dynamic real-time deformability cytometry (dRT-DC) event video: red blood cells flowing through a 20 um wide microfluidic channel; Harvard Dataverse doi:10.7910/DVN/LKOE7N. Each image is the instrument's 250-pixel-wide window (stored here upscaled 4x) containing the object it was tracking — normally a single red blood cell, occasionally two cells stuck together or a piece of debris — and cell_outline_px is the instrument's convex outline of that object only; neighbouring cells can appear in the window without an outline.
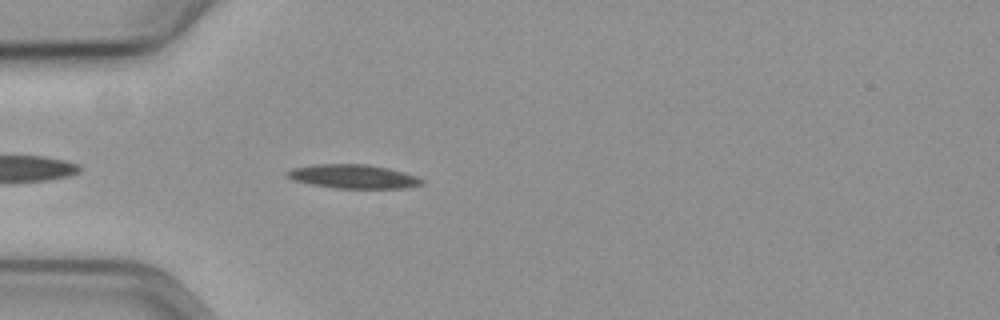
{"species": "common noctule bat (a hibernating species)", "species_latin": "Nyctalus noctula", "temperature_condition": "cold", "stored_images_in_passage": 45, "camera_frame_rate_fps": 3000, "um_per_image_px": 0.085, "animal": {"sex": "female", "body_mass_g": 19.3, "forearm_length_mm": 54.1}, "frame": {"image": 1, "passage_image": 4, "time_ms": 1.0, "image_size_px": [1000, 320], "cell_outline_px": [[424, 184], [404, 188], [336, 188], [312, 184], [292, 180], [288, 176], [288, 172], [292, 168], [320, 164], [364, 164], [388, 168], [404, 172], [416, 176], [424, 180]], "centroid_in_image_um": [30.07, 15.0], "position_along_channel_um": 54.9, "area_um2": 18.5}}
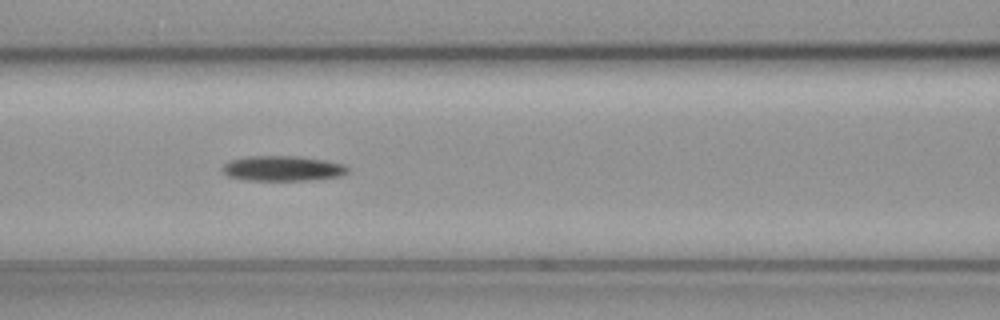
{"frame": {"image": 2, "passage_image": 12, "time_ms": 3.667, "image_size_px": [1000, 320], "cell_outline_px": [[348, 172], [340, 176], [308, 180], [248, 180], [228, 176], [224, 172], [224, 164], [232, 160], [248, 156], [300, 156], [324, 160], [344, 164], [348, 168]], "centroid_in_image_um": [24.06, 14.31], "position_along_channel_um": 142.5, "area_um2": 18.15}}
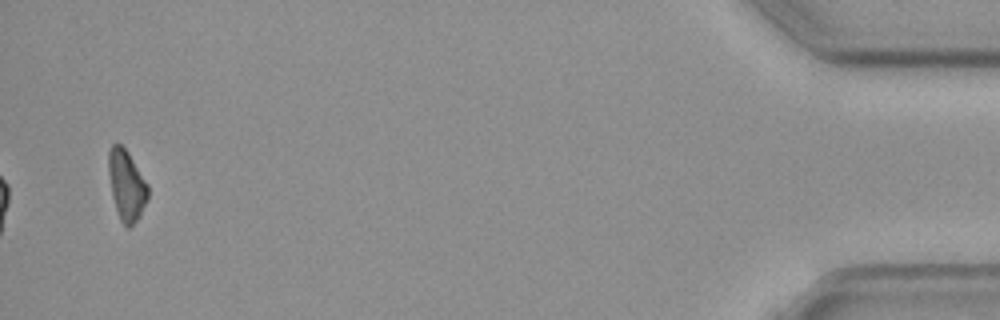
{"frame": {"image": 3, "passage_image": 43, "time_ms": 14.0, "image_size_px": [1000, 320], "cell_outline_px": [[148, 196], [140, 216], [128, 228], [124, 228], [120, 220], [112, 196], [108, 172], [108, 152], [112, 144], [120, 144], [128, 152], [148, 184]], "centroid_in_image_um": [10.74, 15.75], "position_along_channel_um": 424.5, "area_um2": 16.13}, "authors_computed_cell_mechanics": {"area_um2": 17.4556, "velocity_mm_per_s": 3.5884, "shape_relaxation_time_tau1_ms": 3.2295, "shape_relaxation_time_tau2_ms": null, "deformation_change_tau1": 0.069, "deformation_change_tau2": null}}